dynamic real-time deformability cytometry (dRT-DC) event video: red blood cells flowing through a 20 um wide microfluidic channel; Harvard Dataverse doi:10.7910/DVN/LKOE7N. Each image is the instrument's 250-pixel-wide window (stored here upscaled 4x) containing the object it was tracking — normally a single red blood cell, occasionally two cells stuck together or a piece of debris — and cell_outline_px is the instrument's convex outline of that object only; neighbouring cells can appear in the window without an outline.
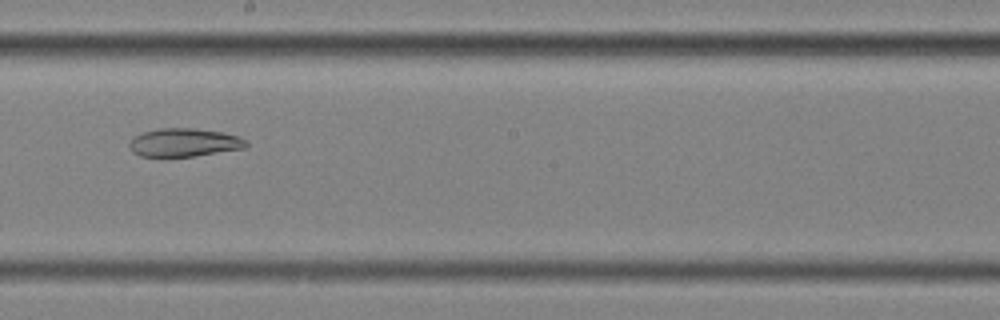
{"species": "common noctule bat (a hibernating species)", "species_latin": "Nyctalus noctula", "temperature_condition": "cold", "stored_images_in_passage": 37, "camera_frame_rate_fps": 3000, "um_per_image_px": 0.085, "animal": {"sex": "female", "body_mass_g": 25.1}, "frame": {"image": 1, "passage_image": 16, "time_ms": 5.0, "image_size_px": [1000, 320], "cell_outline_px": [[248, 144], [244, 148], [168, 160], [140, 156], [132, 152], [128, 148], [128, 140], [132, 136], [156, 128], [196, 128], [224, 132], [240, 136], [248, 140]], "centroid_in_image_um": [15.57, 12.14], "position_along_channel_um": 232.6, "area_um2": 20.35}, "authors_computed_cell_mechanics": {"area_um2": 22.5998, "velocity_mm_per_s": 3.5246, "shape_relaxation_time_tau1_ms": null, "shape_relaxation_time_tau2_ms": 6.1485, "deformation_change_tau1": null, "deformation_change_tau2": 0.1339}}